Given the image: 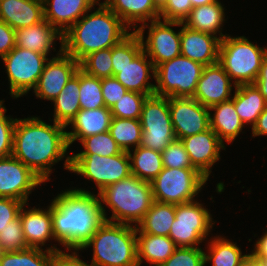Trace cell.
Returning a JSON list of instances; mask_svg holds the SVG:
<instances>
[{
    "label": "cell",
    "instance_id": "cell-1",
    "mask_svg": "<svg viewBox=\"0 0 267 266\" xmlns=\"http://www.w3.org/2000/svg\"><path fill=\"white\" fill-rule=\"evenodd\" d=\"M67 126L41 118L17 119L14 126L12 155L35 173L43 182L49 181L52 167L65 157L70 148Z\"/></svg>",
    "mask_w": 267,
    "mask_h": 266
},
{
    "label": "cell",
    "instance_id": "cell-2",
    "mask_svg": "<svg viewBox=\"0 0 267 266\" xmlns=\"http://www.w3.org/2000/svg\"><path fill=\"white\" fill-rule=\"evenodd\" d=\"M62 192L52 200L53 235L68 251L80 250L107 221V212L98 194L80 188Z\"/></svg>",
    "mask_w": 267,
    "mask_h": 266
},
{
    "label": "cell",
    "instance_id": "cell-3",
    "mask_svg": "<svg viewBox=\"0 0 267 266\" xmlns=\"http://www.w3.org/2000/svg\"><path fill=\"white\" fill-rule=\"evenodd\" d=\"M97 5L95 12H86L63 34V51L79 63L93 52L112 48L131 33L104 3L98 2Z\"/></svg>",
    "mask_w": 267,
    "mask_h": 266
},
{
    "label": "cell",
    "instance_id": "cell-4",
    "mask_svg": "<svg viewBox=\"0 0 267 266\" xmlns=\"http://www.w3.org/2000/svg\"><path fill=\"white\" fill-rule=\"evenodd\" d=\"M100 204L111 208L107 221L137 226L154 202L150 182L133 174L97 193ZM103 202V203H102Z\"/></svg>",
    "mask_w": 267,
    "mask_h": 266
},
{
    "label": "cell",
    "instance_id": "cell-5",
    "mask_svg": "<svg viewBox=\"0 0 267 266\" xmlns=\"http://www.w3.org/2000/svg\"><path fill=\"white\" fill-rule=\"evenodd\" d=\"M136 226L105 221L80 250L93 247L91 266H139Z\"/></svg>",
    "mask_w": 267,
    "mask_h": 266
},
{
    "label": "cell",
    "instance_id": "cell-6",
    "mask_svg": "<svg viewBox=\"0 0 267 266\" xmlns=\"http://www.w3.org/2000/svg\"><path fill=\"white\" fill-rule=\"evenodd\" d=\"M267 48L254 45L244 36L227 35L220 41L218 63L233 81V86L254 84Z\"/></svg>",
    "mask_w": 267,
    "mask_h": 266
},
{
    "label": "cell",
    "instance_id": "cell-7",
    "mask_svg": "<svg viewBox=\"0 0 267 266\" xmlns=\"http://www.w3.org/2000/svg\"><path fill=\"white\" fill-rule=\"evenodd\" d=\"M64 167L95 182L99 192L131 175L130 157L125 151L114 156L73 154L66 157Z\"/></svg>",
    "mask_w": 267,
    "mask_h": 266
},
{
    "label": "cell",
    "instance_id": "cell-8",
    "mask_svg": "<svg viewBox=\"0 0 267 266\" xmlns=\"http://www.w3.org/2000/svg\"><path fill=\"white\" fill-rule=\"evenodd\" d=\"M207 180L195 168H163L150 183L154 201L177 205L194 201Z\"/></svg>",
    "mask_w": 267,
    "mask_h": 266
},
{
    "label": "cell",
    "instance_id": "cell-9",
    "mask_svg": "<svg viewBox=\"0 0 267 266\" xmlns=\"http://www.w3.org/2000/svg\"><path fill=\"white\" fill-rule=\"evenodd\" d=\"M204 66L183 55L155 68V95L193 97Z\"/></svg>",
    "mask_w": 267,
    "mask_h": 266
},
{
    "label": "cell",
    "instance_id": "cell-10",
    "mask_svg": "<svg viewBox=\"0 0 267 266\" xmlns=\"http://www.w3.org/2000/svg\"><path fill=\"white\" fill-rule=\"evenodd\" d=\"M140 123L142 127L141 146L162 152L176 140L169 111V97L151 95L143 104Z\"/></svg>",
    "mask_w": 267,
    "mask_h": 266
},
{
    "label": "cell",
    "instance_id": "cell-11",
    "mask_svg": "<svg viewBox=\"0 0 267 266\" xmlns=\"http://www.w3.org/2000/svg\"><path fill=\"white\" fill-rule=\"evenodd\" d=\"M211 216L198 201L177 204L169 237L177 247H198L213 228Z\"/></svg>",
    "mask_w": 267,
    "mask_h": 266
},
{
    "label": "cell",
    "instance_id": "cell-12",
    "mask_svg": "<svg viewBox=\"0 0 267 266\" xmlns=\"http://www.w3.org/2000/svg\"><path fill=\"white\" fill-rule=\"evenodd\" d=\"M10 82V95L19 98L34 89L49 60L46 55L15 46L1 58Z\"/></svg>",
    "mask_w": 267,
    "mask_h": 266
},
{
    "label": "cell",
    "instance_id": "cell-13",
    "mask_svg": "<svg viewBox=\"0 0 267 266\" xmlns=\"http://www.w3.org/2000/svg\"><path fill=\"white\" fill-rule=\"evenodd\" d=\"M171 26L180 27L182 22L158 19L151 21L150 26L148 23H145L135 30L141 39L143 51L150 58L155 68L163 62L181 55V29L176 33ZM145 27L149 31L144 42Z\"/></svg>",
    "mask_w": 267,
    "mask_h": 266
},
{
    "label": "cell",
    "instance_id": "cell-14",
    "mask_svg": "<svg viewBox=\"0 0 267 266\" xmlns=\"http://www.w3.org/2000/svg\"><path fill=\"white\" fill-rule=\"evenodd\" d=\"M169 111L178 140L210 128L209 108L192 97H169Z\"/></svg>",
    "mask_w": 267,
    "mask_h": 266
},
{
    "label": "cell",
    "instance_id": "cell-15",
    "mask_svg": "<svg viewBox=\"0 0 267 266\" xmlns=\"http://www.w3.org/2000/svg\"><path fill=\"white\" fill-rule=\"evenodd\" d=\"M41 183L44 182L13 155L0 158V197L27 203L28 195Z\"/></svg>",
    "mask_w": 267,
    "mask_h": 266
},
{
    "label": "cell",
    "instance_id": "cell-16",
    "mask_svg": "<svg viewBox=\"0 0 267 266\" xmlns=\"http://www.w3.org/2000/svg\"><path fill=\"white\" fill-rule=\"evenodd\" d=\"M58 52L57 57H52L46 62L33 89L37 98L52 101L80 68V63L63 51V45Z\"/></svg>",
    "mask_w": 267,
    "mask_h": 266
},
{
    "label": "cell",
    "instance_id": "cell-17",
    "mask_svg": "<svg viewBox=\"0 0 267 266\" xmlns=\"http://www.w3.org/2000/svg\"><path fill=\"white\" fill-rule=\"evenodd\" d=\"M180 140L190 157L192 166L208 179L212 172L211 168L221 158L220 152L221 149L225 150V145L211 128Z\"/></svg>",
    "mask_w": 267,
    "mask_h": 266
},
{
    "label": "cell",
    "instance_id": "cell-18",
    "mask_svg": "<svg viewBox=\"0 0 267 266\" xmlns=\"http://www.w3.org/2000/svg\"><path fill=\"white\" fill-rule=\"evenodd\" d=\"M231 82L230 76L219 63L204 66L192 98L208 108L231 100Z\"/></svg>",
    "mask_w": 267,
    "mask_h": 266
},
{
    "label": "cell",
    "instance_id": "cell-19",
    "mask_svg": "<svg viewBox=\"0 0 267 266\" xmlns=\"http://www.w3.org/2000/svg\"><path fill=\"white\" fill-rule=\"evenodd\" d=\"M220 37L188 28L182 24L181 55L209 66L218 63Z\"/></svg>",
    "mask_w": 267,
    "mask_h": 266
},
{
    "label": "cell",
    "instance_id": "cell-20",
    "mask_svg": "<svg viewBox=\"0 0 267 266\" xmlns=\"http://www.w3.org/2000/svg\"><path fill=\"white\" fill-rule=\"evenodd\" d=\"M99 0H43L44 19L62 35Z\"/></svg>",
    "mask_w": 267,
    "mask_h": 266
},
{
    "label": "cell",
    "instance_id": "cell-21",
    "mask_svg": "<svg viewBox=\"0 0 267 266\" xmlns=\"http://www.w3.org/2000/svg\"><path fill=\"white\" fill-rule=\"evenodd\" d=\"M142 50L130 63L121 68H112L113 76L128 90L148 96L155 94V84L149 82L150 70L155 79V66Z\"/></svg>",
    "mask_w": 267,
    "mask_h": 266
},
{
    "label": "cell",
    "instance_id": "cell-22",
    "mask_svg": "<svg viewBox=\"0 0 267 266\" xmlns=\"http://www.w3.org/2000/svg\"><path fill=\"white\" fill-rule=\"evenodd\" d=\"M26 205V203L23 204L18 214L26 243L28 247L42 249L46 241L55 239L52 226V202L44 210L36 207L26 210L24 209Z\"/></svg>",
    "mask_w": 267,
    "mask_h": 266
},
{
    "label": "cell",
    "instance_id": "cell-23",
    "mask_svg": "<svg viewBox=\"0 0 267 266\" xmlns=\"http://www.w3.org/2000/svg\"><path fill=\"white\" fill-rule=\"evenodd\" d=\"M0 20L14 30L44 20L43 0H0Z\"/></svg>",
    "mask_w": 267,
    "mask_h": 266
},
{
    "label": "cell",
    "instance_id": "cell-24",
    "mask_svg": "<svg viewBox=\"0 0 267 266\" xmlns=\"http://www.w3.org/2000/svg\"><path fill=\"white\" fill-rule=\"evenodd\" d=\"M112 113L109 108L80 109L76 116L68 123L72 131L67 132L69 147L74 141H81L87 136L97 135L109 131Z\"/></svg>",
    "mask_w": 267,
    "mask_h": 266
},
{
    "label": "cell",
    "instance_id": "cell-25",
    "mask_svg": "<svg viewBox=\"0 0 267 266\" xmlns=\"http://www.w3.org/2000/svg\"><path fill=\"white\" fill-rule=\"evenodd\" d=\"M55 39H59L63 45V35L45 19L40 23L15 30V44L19 48H25L48 56L53 48Z\"/></svg>",
    "mask_w": 267,
    "mask_h": 266
},
{
    "label": "cell",
    "instance_id": "cell-26",
    "mask_svg": "<svg viewBox=\"0 0 267 266\" xmlns=\"http://www.w3.org/2000/svg\"><path fill=\"white\" fill-rule=\"evenodd\" d=\"M209 111L210 128L217 134L219 140L223 144L224 140L229 144L233 142L244 127L235 110L234 102L228 100L212 105ZM211 111H214V114Z\"/></svg>",
    "mask_w": 267,
    "mask_h": 266
},
{
    "label": "cell",
    "instance_id": "cell-27",
    "mask_svg": "<svg viewBox=\"0 0 267 266\" xmlns=\"http://www.w3.org/2000/svg\"><path fill=\"white\" fill-rule=\"evenodd\" d=\"M128 27L136 30L138 22L160 19V11L154 6L152 0H105L103 2ZM150 19V20H149ZM136 24V25H135Z\"/></svg>",
    "mask_w": 267,
    "mask_h": 266
},
{
    "label": "cell",
    "instance_id": "cell-28",
    "mask_svg": "<svg viewBox=\"0 0 267 266\" xmlns=\"http://www.w3.org/2000/svg\"><path fill=\"white\" fill-rule=\"evenodd\" d=\"M225 21L223 5L216 1L192 8L188 16L182 22L190 29L213 35L219 32L220 41L227 35H223L221 30Z\"/></svg>",
    "mask_w": 267,
    "mask_h": 266
},
{
    "label": "cell",
    "instance_id": "cell-29",
    "mask_svg": "<svg viewBox=\"0 0 267 266\" xmlns=\"http://www.w3.org/2000/svg\"><path fill=\"white\" fill-rule=\"evenodd\" d=\"M136 233L137 261L139 266H141L143 259L153 266H160L177 248L172 239L168 236L142 233L137 227Z\"/></svg>",
    "mask_w": 267,
    "mask_h": 266
},
{
    "label": "cell",
    "instance_id": "cell-30",
    "mask_svg": "<svg viewBox=\"0 0 267 266\" xmlns=\"http://www.w3.org/2000/svg\"><path fill=\"white\" fill-rule=\"evenodd\" d=\"M243 124H256L258 117L267 106V102L255 84L235 86L231 99Z\"/></svg>",
    "mask_w": 267,
    "mask_h": 266
},
{
    "label": "cell",
    "instance_id": "cell-31",
    "mask_svg": "<svg viewBox=\"0 0 267 266\" xmlns=\"http://www.w3.org/2000/svg\"><path fill=\"white\" fill-rule=\"evenodd\" d=\"M52 101L54 103L53 121L67 126L81 109L79 103V70Z\"/></svg>",
    "mask_w": 267,
    "mask_h": 266
},
{
    "label": "cell",
    "instance_id": "cell-32",
    "mask_svg": "<svg viewBox=\"0 0 267 266\" xmlns=\"http://www.w3.org/2000/svg\"><path fill=\"white\" fill-rule=\"evenodd\" d=\"M175 219V204L154 201L142 221L136 226L142 233L168 236Z\"/></svg>",
    "mask_w": 267,
    "mask_h": 266
},
{
    "label": "cell",
    "instance_id": "cell-33",
    "mask_svg": "<svg viewBox=\"0 0 267 266\" xmlns=\"http://www.w3.org/2000/svg\"><path fill=\"white\" fill-rule=\"evenodd\" d=\"M134 151V153H132ZM128 152L131 174L140 180L151 182L164 168L162 155L152 149L138 146Z\"/></svg>",
    "mask_w": 267,
    "mask_h": 266
},
{
    "label": "cell",
    "instance_id": "cell-34",
    "mask_svg": "<svg viewBox=\"0 0 267 266\" xmlns=\"http://www.w3.org/2000/svg\"><path fill=\"white\" fill-rule=\"evenodd\" d=\"M208 254L205 252L204 261H212V266H239L248 254L242 255L240 247L231 240L214 237L208 244Z\"/></svg>",
    "mask_w": 267,
    "mask_h": 266
},
{
    "label": "cell",
    "instance_id": "cell-35",
    "mask_svg": "<svg viewBox=\"0 0 267 266\" xmlns=\"http://www.w3.org/2000/svg\"><path fill=\"white\" fill-rule=\"evenodd\" d=\"M109 133L122 151L129 152L131 147L141 145L142 127L140 119H127L112 117Z\"/></svg>",
    "mask_w": 267,
    "mask_h": 266
},
{
    "label": "cell",
    "instance_id": "cell-36",
    "mask_svg": "<svg viewBox=\"0 0 267 266\" xmlns=\"http://www.w3.org/2000/svg\"><path fill=\"white\" fill-rule=\"evenodd\" d=\"M43 250L29 247L18 252H1L0 266H50L53 252L60 249L53 246Z\"/></svg>",
    "mask_w": 267,
    "mask_h": 266
},
{
    "label": "cell",
    "instance_id": "cell-37",
    "mask_svg": "<svg viewBox=\"0 0 267 266\" xmlns=\"http://www.w3.org/2000/svg\"><path fill=\"white\" fill-rule=\"evenodd\" d=\"M79 103L81 109L105 107L101 79L86 74L79 68Z\"/></svg>",
    "mask_w": 267,
    "mask_h": 266
},
{
    "label": "cell",
    "instance_id": "cell-38",
    "mask_svg": "<svg viewBox=\"0 0 267 266\" xmlns=\"http://www.w3.org/2000/svg\"><path fill=\"white\" fill-rule=\"evenodd\" d=\"M112 48L98 50L87 55L80 62V69L86 74L104 79L113 76Z\"/></svg>",
    "mask_w": 267,
    "mask_h": 266
},
{
    "label": "cell",
    "instance_id": "cell-39",
    "mask_svg": "<svg viewBox=\"0 0 267 266\" xmlns=\"http://www.w3.org/2000/svg\"><path fill=\"white\" fill-rule=\"evenodd\" d=\"M143 50L136 31H132L121 42L112 47V68H121L130 63Z\"/></svg>",
    "mask_w": 267,
    "mask_h": 266
},
{
    "label": "cell",
    "instance_id": "cell-40",
    "mask_svg": "<svg viewBox=\"0 0 267 266\" xmlns=\"http://www.w3.org/2000/svg\"><path fill=\"white\" fill-rule=\"evenodd\" d=\"M81 144L84 151L76 154H96L100 156H114L122 153V149L111 137L109 131L83 138Z\"/></svg>",
    "mask_w": 267,
    "mask_h": 266
},
{
    "label": "cell",
    "instance_id": "cell-41",
    "mask_svg": "<svg viewBox=\"0 0 267 266\" xmlns=\"http://www.w3.org/2000/svg\"><path fill=\"white\" fill-rule=\"evenodd\" d=\"M148 95L127 91L110 109L112 117L140 119L143 104Z\"/></svg>",
    "mask_w": 267,
    "mask_h": 266
},
{
    "label": "cell",
    "instance_id": "cell-42",
    "mask_svg": "<svg viewBox=\"0 0 267 266\" xmlns=\"http://www.w3.org/2000/svg\"><path fill=\"white\" fill-rule=\"evenodd\" d=\"M28 248L18 215L0 232V252H18Z\"/></svg>",
    "mask_w": 267,
    "mask_h": 266
},
{
    "label": "cell",
    "instance_id": "cell-43",
    "mask_svg": "<svg viewBox=\"0 0 267 266\" xmlns=\"http://www.w3.org/2000/svg\"><path fill=\"white\" fill-rule=\"evenodd\" d=\"M204 254L200 247H177L160 266H205Z\"/></svg>",
    "mask_w": 267,
    "mask_h": 266
},
{
    "label": "cell",
    "instance_id": "cell-44",
    "mask_svg": "<svg viewBox=\"0 0 267 266\" xmlns=\"http://www.w3.org/2000/svg\"><path fill=\"white\" fill-rule=\"evenodd\" d=\"M161 155L164 168H194L181 140L172 141Z\"/></svg>",
    "mask_w": 267,
    "mask_h": 266
},
{
    "label": "cell",
    "instance_id": "cell-45",
    "mask_svg": "<svg viewBox=\"0 0 267 266\" xmlns=\"http://www.w3.org/2000/svg\"><path fill=\"white\" fill-rule=\"evenodd\" d=\"M7 109L0 104V158L8 157L12 155L14 126L16 118H10L6 116Z\"/></svg>",
    "mask_w": 267,
    "mask_h": 266
},
{
    "label": "cell",
    "instance_id": "cell-46",
    "mask_svg": "<svg viewBox=\"0 0 267 266\" xmlns=\"http://www.w3.org/2000/svg\"><path fill=\"white\" fill-rule=\"evenodd\" d=\"M190 0H168L166 6L160 11V19L166 21L183 22L192 10Z\"/></svg>",
    "mask_w": 267,
    "mask_h": 266
},
{
    "label": "cell",
    "instance_id": "cell-47",
    "mask_svg": "<svg viewBox=\"0 0 267 266\" xmlns=\"http://www.w3.org/2000/svg\"><path fill=\"white\" fill-rule=\"evenodd\" d=\"M101 90L105 107L109 109L128 91L114 76L101 79Z\"/></svg>",
    "mask_w": 267,
    "mask_h": 266
},
{
    "label": "cell",
    "instance_id": "cell-48",
    "mask_svg": "<svg viewBox=\"0 0 267 266\" xmlns=\"http://www.w3.org/2000/svg\"><path fill=\"white\" fill-rule=\"evenodd\" d=\"M23 204L17 199L0 197V232L18 216Z\"/></svg>",
    "mask_w": 267,
    "mask_h": 266
},
{
    "label": "cell",
    "instance_id": "cell-49",
    "mask_svg": "<svg viewBox=\"0 0 267 266\" xmlns=\"http://www.w3.org/2000/svg\"><path fill=\"white\" fill-rule=\"evenodd\" d=\"M77 251L79 249H76V252H72V254L65 253L62 250L53 252L50 266H91V264L84 262L78 257Z\"/></svg>",
    "mask_w": 267,
    "mask_h": 266
},
{
    "label": "cell",
    "instance_id": "cell-50",
    "mask_svg": "<svg viewBox=\"0 0 267 266\" xmlns=\"http://www.w3.org/2000/svg\"><path fill=\"white\" fill-rule=\"evenodd\" d=\"M15 46V30L0 20V57L6 56Z\"/></svg>",
    "mask_w": 267,
    "mask_h": 266
},
{
    "label": "cell",
    "instance_id": "cell-51",
    "mask_svg": "<svg viewBox=\"0 0 267 266\" xmlns=\"http://www.w3.org/2000/svg\"><path fill=\"white\" fill-rule=\"evenodd\" d=\"M254 84L267 102V56L262 60L260 72Z\"/></svg>",
    "mask_w": 267,
    "mask_h": 266
},
{
    "label": "cell",
    "instance_id": "cell-52",
    "mask_svg": "<svg viewBox=\"0 0 267 266\" xmlns=\"http://www.w3.org/2000/svg\"><path fill=\"white\" fill-rule=\"evenodd\" d=\"M251 254L258 260H267V231L254 244Z\"/></svg>",
    "mask_w": 267,
    "mask_h": 266
},
{
    "label": "cell",
    "instance_id": "cell-53",
    "mask_svg": "<svg viewBox=\"0 0 267 266\" xmlns=\"http://www.w3.org/2000/svg\"><path fill=\"white\" fill-rule=\"evenodd\" d=\"M251 129L253 137L267 135V106Z\"/></svg>",
    "mask_w": 267,
    "mask_h": 266
},
{
    "label": "cell",
    "instance_id": "cell-54",
    "mask_svg": "<svg viewBox=\"0 0 267 266\" xmlns=\"http://www.w3.org/2000/svg\"><path fill=\"white\" fill-rule=\"evenodd\" d=\"M239 266H262L261 261L256 259L251 253L248 254Z\"/></svg>",
    "mask_w": 267,
    "mask_h": 266
},
{
    "label": "cell",
    "instance_id": "cell-55",
    "mask_svg": "<svg viewBox=\"0 0 267 266\" xmlns=\"http://www.w3.org/2000/svg\"><path fill=\"white\" fill-rule=\"evenodd\" d=\"M192 3V7H197V6H201V5H205V4H209V3H214L218 0H190Z\"/></svg>",
    "mask_w": 267,
    "mask_h": 266
},
{
    "label": "cell",
    "instance_id": "cell-56",
    "mask_svg": "<svg viewBox=\"0 0 267 266\" xmlns=\"http://www.w3.org/2000/svg\"><path fill=\"white\" fill-rule=\"evenodd\" d=\"M154 6L159 10L161 11L165 6L166 4L168 3V0H152Z\"/></svg>",
    "mask_w": 267,
    "mask_h": 266
},
{
    "label": "cell",
    "instance_id": "cell-57",
    "mask_svg": "<svg viewBox=\"0 0 267 266\" xmlns=\"http://www.w3.org/2000/svg\"><path fill=\"white\" fill-rule=\"evenodd\" d=\"M260 261H261L262 266H267V260H260Z\"/></svg>",
    "mask_w": 267,
    "mask_h": 266
}]
</instances>
